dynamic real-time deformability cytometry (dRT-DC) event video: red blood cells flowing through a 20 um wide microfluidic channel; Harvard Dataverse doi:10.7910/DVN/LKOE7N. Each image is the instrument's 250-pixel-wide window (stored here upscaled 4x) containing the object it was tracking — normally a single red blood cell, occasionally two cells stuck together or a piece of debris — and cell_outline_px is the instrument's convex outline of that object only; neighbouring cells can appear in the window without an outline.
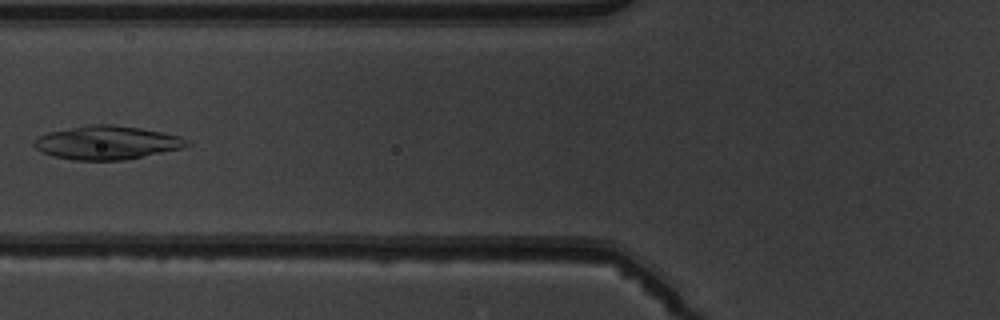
{"species": "common noctule bat (a hibernating species)", "species_latin": "Nyctalus noctula", "temperature_condition": "warm", "stored_images_in_passage": 6, "camera_frame_rate_fps": 3000, "um_per_image_px": 0.085, "animal": {"sex": "male", "body_mass_g": 19.5, "forearm_length_mm": 54.6}, "frame": {"image": 1, "passage_image": 5, "time_ms": 5.667, "image_size_px": [1000, 320], "cell_outline_px": [[192, 144], [184, 148], [124, 160], [76, 160], [56, 156], [40, 152], [32, 144], [40, 136], [48, 132], [88, 124], [112, 124], [140, 128], [180, 136], [188, 140]], "centroid_in_image_um": [9.12, 12.12], "position_along_channel_um": 116.7, "area_um2": 29.82}}